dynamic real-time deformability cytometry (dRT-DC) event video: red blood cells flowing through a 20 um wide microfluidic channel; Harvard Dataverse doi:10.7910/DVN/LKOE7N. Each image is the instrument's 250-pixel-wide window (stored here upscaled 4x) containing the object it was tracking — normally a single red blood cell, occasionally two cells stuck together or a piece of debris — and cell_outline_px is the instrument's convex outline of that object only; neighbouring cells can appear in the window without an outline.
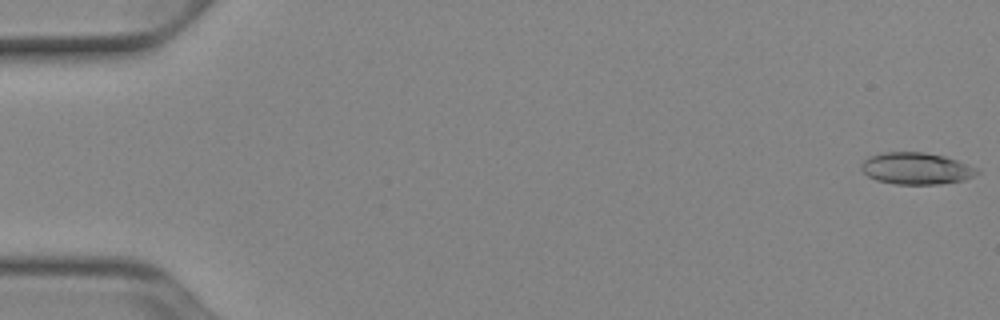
{"species": "Egyptian fruit bat (a non-hibernating species)", "species_latin": "Rousettus aegyptiacus", "temperature_condition": "cold", "stored_images_in_passage": 52, "camera_frame_rate_fps": 3000, "um_per_image_px": 0.085, "animal": {"sex": "female"}, "frame": {"image": 1, "passage_image": 1, "time_ms": 0.0, "image_size_px": [1000, 320], "cell_outline_px": [[980, 172], [964, 180], [940, 184], [896, 184], [876, 180], [868, 176], [860, 168], [860, 164], [868, 156], [880, 152], [924, 152], [944, 156], [980, 168]], "centroid_in_image_um": [77.87, 14.31], "position_along_channel_um": 7.1, "area_um2": 21.62}}
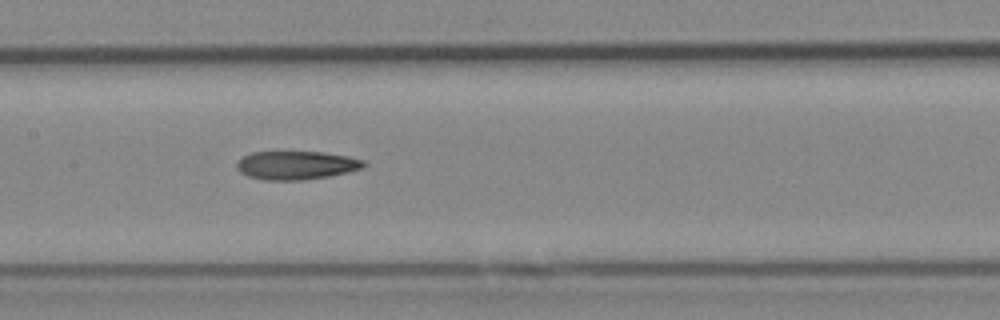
{"frame": {"image": 2, "passage_image": 26, "time_ms": 8.333, "image_size_px": [1000, 320], "cell_outline_px": [[368, 164], [364, 168], [348, 172], [328, 176], [304, 180], [264, 180], [248, 176], [240, 172], [236, 168], [236, 164], [244, 156], [252, 152], [324, 152], [348, 156], [364, 160]], "centroid_in_image_um": [25.22, 14.05], "position_along_channel_um": 182.2, "area_um2": 21.15}}
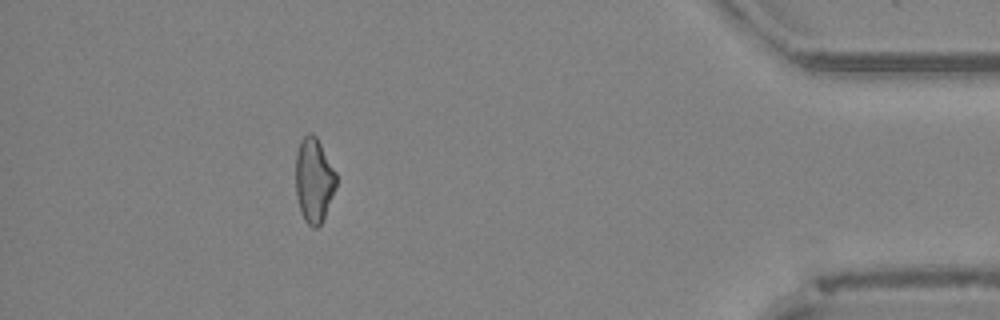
{"frame": {"image": 3, "passage_image": 47, "time_ms": 15.333, "image_size_px": [1000, 320], "cell_outline_px": [[336, 188], [324, 216], [320, 224], [316, 228], [312, 228], [304, 220], [300, 212], [296, 196], [296, 152], [300, 140], [308, 132], [312, 132], [316, 136], [336, 172]], "centroid_in_image_um": [26.67, 15.3], "position_along_channel_um": 408.5, "area_um2": 20.06}, "authors_computed_cell_mechanics": {"area_um2": 21.1548, "velocity_mm_per_s": 3.9369, "shape_relaxation_time_tau1_ms": null, "shape_relaxation_time_tau2_ms": 7.1547, "deformation_change_tau1": null, "deformation_change_tau2": 0.205}}